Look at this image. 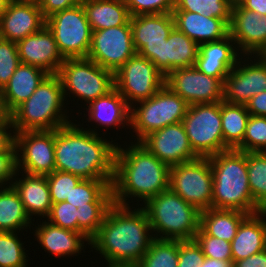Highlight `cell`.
I'll list each match as a JSON object with an SVG mask.
<instances>
[{
  "label": "cell",
  "mask_w": 266,
  "mask_h": 267,
  "mask_svg": "<svg viewBox=\"0 0 266 267\" xmlns=\"http://www.w3.org/2000/svg\"><path fill=\"white\" fill-rule=\"evenodd\" d=\"M236 149L243 152H266V117L250 115L243 142Z\"/></svg>",
  "instance_id": "40"
},
{
  "label": "cell",
  "mask_w": 266,
  "mask_h": 267,
  "mask_svg": "<svg viewBox=\"0 0 266 267\" xmlns=\"http://www.w3.org/2000/svg\"><path fill=\"white\" fill-rule=\"evenodd\" d=\"M9 2L10 0H0V17L6 11Z\"/></svg>",
  "instance_id": "54"
},
{
  "label": "cell",
  "mask_w": 266,
  "mask_h": 267,
  "mask_svg": "<svg viewBox=\"0 0 266 267\" xmlns=\"http://www.w3.org/2000/svg\"><path fill=\"white\" fill-rule=\"evenodd\" d=\"M245 106L250 115L266 117V91L253 96Z\"/></svg>",
  "instance_id": "49"
},
{
  "label": "cell",
  "mask_w": 266,
  "mask_h": 267,
  "mask_svg": "<svg viewBox=\"0 0 266 267\" xmlns=\"http://www.w3.org/2000/svg\"><path fill=\"white\" fill-rule=\"evenodd\" d=\"M12 140L11 119L0 118V150L4 149Z\"/></svg>",
  "instance_id": "51"
},
{
  "label": "cell",
  "mask_w": 266,
  "mask_h": 267,
  "mask_svg": "<svg viewBox=\"0 0 266 267\" xmlns=\"http://www.w3.org/2000/svg\"><path fill=\"white\" fill-rule=\"evenodd\" d=\"M19 232L0 231V267H28V255ZM28 265V266H27Z\"/></svg>",
  "instance_id": "39"
},
{
  "label": "cell",
  "mask_w": 266,
  "mask_h": 267,
  "mask_svg": "<svg viewBox=\"0 0 266 267\" xmlns=\"http://www.w3.org/2000/svg\"><path fill=\"white\" fill-rule=\"evenodd\" d=\"M16 44L20 63L36 66L48 74H57L65 60L58 50L52 32L46 25Z\"/></svg>",
  "instance_id": "21"
},
{
  "label": "cell",
  "mask_w": 266,
  "mask_h": 267,
  "mask_svg": "<svg viewBox=\"0 0 266 267\" xmlns=\"http://www.w3.org/2000/svg\"><path fill=\"white\" fill-rule=\"evenodd\" d=\"M182 124L193 151L199 157H210L224 151L221 102L189 105Z\"/></svg>",
  "instance_id": "9"
},
{
  "label": "cell",
  "mask_w": 266,
  "mask_h": 267,
  "mask_svg": "<svg viewBox=\"0 0 266 267\" xmlns=\"http://www.w3.org/2000/svg\"><path fill=\"white\" fill-rule=\"evenodd\" d=\"M57 75L62 84L66 105L70 104L66 100L68 96L73 95V99L77 97V103L82 99V102L89 105L115 88L114 73L87 57L65 59Z\"/></svg>",
  "instance_id": "7"
},
{
  "label": "cell",
  "mask_w": 266,
  "mask_h": 267,
  "mask_svg": "<svg viewBox=\"0 0 266 267\" xmlns=\"http://www.w3.org/2000/svg\"><path fill=\"white\" fill-rule=\"evenodd\" d=\"M244 9L266 15V0H236Z\"/></svg>",
  "instance_id": "52"
},
{
  "label": "cell",
  "mask_w": 266,
  "mask_h": 267,
  "mask_svg": "<svg viewBox=\"0 0 266 267\" xmlns=\"http://www.w3.org/2000/svg\"><path fill=\"white\" fill-rule=\"evenodd\" d=\"M233 2V0H175L173 11H188L206 17H216L230 25Z\"/></svg>",
  "instance_id": "38"
},
{
  "label": "cell",
  "mask_w": 266,
  "mask_h": 267,
  "mask_svg": "<svg viewBox=\"0 0 266 267\" xmlns=\"http://www.w3.org/2000/svg\"><path fill=\"white\" fill-rule=\"evenodd\" d=\"M250 117L246 106L221 102V125L224 140V151L236 149L242 142Z\"/></svg>",
  "instance_id": "33"
},
{
  "label": "cell",
  "mask_w": 266,
  "mask_h": 267,
  "mask_svg": "<svg viewBox=\"0 0 266 267\" xmlns=\"http://www.w3.org/2000/svg\"><path fill=\"white\" fill-rule=\"evenodd\" d=\"M130 16L172 13L175 0H124Z\"/></svg>",
  "instance_id": "44"
},
{
  "label": "cell",
  "mask_w": 266,
  "mask_h": 267,
  "mask_svg": "<svg viewBox=\"0 0 266 267\" xmlns=\"http://www.w3.org/2000/svg\"><path fill=\"white\" fill-rule=\"evenodd\" d=\"M47 75L48 73L41 68L20 63L8 83L0 91L5 113L10 115L26 101Z\"/></svg>",
  "instance_id": "27"
},
{
  "label": "cell",
  "mask_w": 266,
  "mask_h": 267,
  "mask_svg": "<svg viewBox=\"0 0 266 267\" xmlns=\"http://www.w3.org/2000/svg\"><path fill=\"white\" fill-rule=\"evenodd\" d=\"M40 225L34 227L33 235L37 242L44 248L45 253L54 255L53 257L64 258L78 256L85 251L84 244L90 245V240L82 233L70 229H64L59 226L51 224L45 219ZM87 242V243H86ZM51 253V254H50Z\"/></svg>",
  "instance_id": "23"
},
{
  "label": "cell",
  "mask_w": 266,
  "mask_h": 267,
  "mask_svg": "<svg viewBox=\"0 0 266 267\" xmlns=\"http://www.w3.org/2000/svg\"><path fill=\"white\" fill-rule=\"evenodd\" d=\"M263 91H266V57L242 55L225 77L223 100L246 105L253 96Z\"/></svg>",
  "instance_id": "14"
},
{
  "label": "cell",
  "mask_w": 266,
  "mask_h": 267,
  "mask_svg": "<svg viewBox=\"0 0 266 267\" xmlns=\"http://www.w3.org/2000/svg\"><path fill=\"white\" fill-rule=\"evenodd\" d=\"M129 143L126 147L117 143L111 185L113 201L118 205L130 206L129 198L134 197L139 207L140 201L144 205L153 196L169 189L170 166L140 142Z\"/></svg>",
  "instance_id": "3"
},
{
  "label": "cell",
  "mask_w": 266,
  "mask_h": 267,
  "mask_svg": "<svg viewBox=\"0 0 266 267\" xmlns=\"http://www.w3.org/2000/svg\"><path fill=\"white\" fill-rule=\"evenodd\" d=\"M262 211L266 214V207Z\"/></svg>",
  "instance_id": "56"
},
{
  "label": "cell",
  "mask_w": 266,
  "mask_h": 267,
  "mask_svg": "<svg viewBox=\"0 0 266 267\" xmlns=\"http://www.w3.org/2000/svg\"><path fill=\"white\" fill-rule=\"evenodd\" d=\"M0 118H10V115L6 114L3 109L2 102H1V95H0Z\"/></svg>",
  "instance_id": "55"
},
{
  "label": "cell",
  "mask_w": 266,
  "mask_h": 267,
  "mask_svg": "<svg viewBox=\"0 0 266 267\" xmlns=\"http://www.w3.org/2000/svg\"><path fill=\"white\" fill-rule=\"evenodd\" d=\"M45 19L51 15L71 8L83 2V0H37Z\"/></svg>",
  "instance_id": "48"
},
{
  "label": "cell",
  "mask_w": 266,
  "mask_h": 267,
  "mask_svg": "<svg viewBox=\"0 0 266 267\" xmlns=\"http://www.w3.org/2000/svg\"><path fill=\"white\" fill-rule=\"evenodd\" d=\"M237 210L209 208L200 213V228L207 234L232 242L241 221L247 216Z\"/></svg>",
  "instance_id": "32"
},
{
  "label": "cell",
  "mask_w": 266,
  "mask_h": 267,
  "mask_svg": "<svg viewBox=\"0 0 266 267\" xmlns=\"http://www.w3.org/2000/svg\"><path fill=\"white\" fill-rule=\"evenodd\" d=\"M80 125L83 126L81 122H71L55 130V170L82 179H110L113 182L116 140L110 141L100 136L97 129Z\"/></svg>",
  "instance_id": "2"
},
{
  "label": "cell",
  "mask_w": 266,
  "mask_h": 267,
  "mask_svg": "<svg viewBox=\"0 0 266 267\" xmlns=\"http://www.w3.org/2000/svg\"><path fill=\"white\" fill-rule=\"evenodd\" d=\"M204 258L195 240H178V267H200Z\"/></svg>",
  "instance_id": "46"
},
{
  "label": "cell",
  "mask_w": 266,
  "mask_h": 267,
  "mask_svg": "<svg viewBox=\"0 0 266 267\" xmlns=\"http://www.w3.org/2000/svg\"><path fill=\"white\" fill-rule=\"evenodd\" d=\"M20 64L17 44L0 38V91Z\"/></svg>",
  "instance_id": "43"
},
{
  "label": "cell",
  "mask_w": 266,
  "mask_h": 267,
  "mask_svg": "<svg viewBox=\"0 0 266 267\" xmlns=\"http://www.w3.org/2000/svg\"><path fill=\"white\" fill-rule=\"evenodd\" d=\"M208 158L213 172L211 208L237 210L247 214L262 211L250 192L247 152L228 149Z\"/></svg>",
  "instance_id": "4"
},
{
  "label": "cell",
  "mask_w": 266,
  "mask_h": 267,
  "mask_svg": "<svg viewBox=\"0 0 266 267\" xmlns=\"http://www.w3.org/2000/svg\"><path fill=\"white\" fill-rule=\"evenodd\" d=\"M45 25L37 0H10L0 17V38L17 43Z\"/></svg>",
  "instance_id": "20"
},
{
  "label": "cell",
  "mask_w": 266,
  "mask_h": 267,
  "mask_svg": "<svg viewBox=\"0 0 266 267\" xmlns=\"http://www.w3.org/2000/svg\"><path fill=\"white\" fill-rule=\"evenodd\" d=\"M135 54L130 21L126 25L92 31L87 58L104 69L115 73Z\"/></svg>",
  "instance_id": "15"
},
{
  "label": "cell",
  "mask_w": 266,
  "mask_h": 267,
  "mask_svg": "<svg viewBox=\"0 0 266 267\" xmlns=\"http://www.w3.org/2000/svg\"><path fill=\"white\" fill-rule=\"evenodd\" d=\"M137 207L114 203L90 240V248L103 256L106 267H135L154 240L146 211Z\"/></svg>",
  "instance_id": "1"
},
{
  "label": "cell",
  "mask_w": 266,
  "mask_h": 267,
  "mask_svg": "<svg viewBox=\"0 0 266 267\" xmlns=\"http://www.w3.org/2000/svg\"><path fill=\"white\" fill-rule=\"evenodd\" d=\"M50 189V198L52 204L63 202L69 197L72 188H74L82 178L63 171L55 170L46 175Z\"/></svg>",
  "instance_id": "41"
},
{
  "label": "cell",
  "mask_w": 266,
  "mask_h": 267,
  "mask_svg": "<svg viewBox=\"0 0 266 267\" xmlns=\"http://www.w3.org/2000/svg\"><path fill=\"white\" fill-rule=\"evenodd\" d=\"M17 172L16 147L13 140L0 150V187L11 185Z\"/></svg>",
  "instance_id": "45"
},
{
  "label": "cell",
  "mask_w": 266,
  "mask_h": 267,
  "mask_svg": "<svg viewBox=\"0 0 266 267\" xmlns=\"http://www.w3.org/2000/svg\"><path fill=\"white\" fill-rule=\"evenodd\" d=\"M165 79L150 60L137 53L114 73L115 89L130 107L154 96L165 85Z\"/></svg>",
  "instance_id": "12"
},
{
  "label": "cell",
  "mask_w": 266,
  "mask_h": 267,
  "mask_svg": "<svg viewBox=\"0 0 266 267\" xmlns=\"http://www.w3.org/2000/svg\"><path fill=\"white\" fill-rule=\"evenodd\" d=\"M46 26L64 59L88 56L92 29L82 3L51 15L46 19Z\"/></svg>",
  "instance_id": "11"
},
{
  "label": "cell",
  "mask_w": 266,
  "mask_h": 267,
  "mask_svg": "<svg viewBox=\"0 0 266 267\" xmlns=\"http://www.w3.org/2000/svg\"><path fill=\"white\" fill-rule=\"evenodd\" d=\"M169 188L201 212L211 208L213 172L209 158L171 166Z\"/></svg>",
  "instance_id": "10"
},
{
  "label": "cell",
  "mask_w": 266,
  "mask_h": 267,
  "mask_svg": "<svg viewBox=\"0 0 266 267\" xmlns=\"http://www.w3.org/2000/svg\"><path fill=\"white\" fill-rule=\"evenodd\" d=\"M234 267H266V249L234 262Z\"/></svg>",
  "instance_id": "50"
},
{
  "label": "cell",
  "mask_w": 266,
  "mask_h": 267,
  "mask_svg": "<svg viewBox=\"0 0 266 267\" xmlns=\"http://www.w3.org/2000/svg\"><path fill=\"white\" fill-rule=\"evenodd\" d=\"M199 45L176 27L160 48V57H156V68L167 76L171 71L195 65Z\"/></svg>",
  "instance_id": "24"
},
{
  "label": "cell",
  "mask_w": 266,
  "mask_h": 267,
  "mask_svg": "<svg viewBox=\"0 0 266 267\" xmlns=\"http://www.w3.org/2000/svg\"><path fill=\"white\" fill-rule=\"evenodd\" d=\"M189 104L166 84L151 98L131 106L130 130L134 142H140L149 133L167 125L182 122ZM137 139V140H136Z\"/></svg>",
  "instance_id": "8"
},
{
  "label": "cell",
  "mask_w": 266,
  "mask_h": 267,
  "mask_svg": "<svg viewBox=\"0 0 266 267\" xmlns=\"http://www.w3.org/2000/svg\"><path fill=\"white\" fill-rule=\"evenodd\" d=\"M114 203H86L85 205H72L74 219H77V232L82 233L91 240L103 224L109 208Z\"/></svg>",
  "instance_id": "35"
},
{
  "label": "cell",
  "mask_w": 266,
  "mask_h": 267,
  "mask_svg": "<svg viewBox=\"0 0 266 267\" xmlns=\"http://www.w3.org/2000/svg\"><path fill=\"white\" fill-rule=\"evenodd\" d=\"M229 34L242 55H263L266 52V15L244 9L235 0Z\"/></svg>",
  "instance_id": "19"
},
{
  "label": "cell",
  "mask_w": 266,
  "mask_h": 267,
  "mask_svg": "<svg viewBox=\"0 0 266 267\" xmlns=\"http://www.w3.org/2000/svg\"><path fill=\"white\" fill-rule=\"evenodd\" d=\"M110 179H82L66 198L72 205L86 203H114Z\"/></svg>",
  "instance_id": "34"
},
{
  "label": "cell",
  "mask_w": 266,
  "mask_h": 267,
  "mask_svg": "<svg viewBox=\"0 0 266 267\" xmlns=\"http://www.w3.org/2000/svg\"><path fill=\"white\" fill-rule=\"evenodd\" d=\"M84 105L86 106L84 109L86 108V112H88V114L84 113L88 116L86 118L87 123L95 122L97 124L95 128L99 129L98 126L106 129L114 127L118 130L120 127L128 126L127 129L130 127L131 107L115 88L107 95L95 99L89 105Z\"/></svg>",
  "instance_id": "26"
},
{
  "label": "cell",
  "mask_w": 266,
  "mask_h": 267,
  "mask_svg": "<svg viewBox=\"0 0 266 267\" xmlns=\"http://www.w3.org/2000/svg\"><path fill=\"white\" fill-rule=\"evenodd\" d=\"M249 188L254 202L266 207V152H247Z\"/></svg>",
  "instance_id": "36"
},
{
  "label": "cell",
  "mask_w": 266,
  "mask_h": 267,
  "mask_svg": "<svg viewBox=\"0 0 266 267\" xmlns=\"http://www.w3.org/2000/svg\"><path fill=\"white\" fill-rule=\"evenodd\" d=\"M241 56L235 41L228 34L220 40L200 44L194 66L205 75L219 78L224 83L225 77Z\"/></svg>",
  "instance_id": "22"
},
{
  "label": "cell",
  "mask_w": 266,
  "mask_h": 267,
  "mask_svg": "<svg viewBox=\"0 0 266 267\" xmlns=\"http://www.w3.org/2000/svg\"><path fill=\"white\" fill-rule=\"evenodd\" d=\"M130 25L136 53L156 66V57H160V48L175 27L173 14L131 16Z\"/></svg>",
  "instance_id": "17"
},
{
  "label": "cell",
  "mask_w": 266,
  "mask_h": 267,
  "mask_svg": "<svg viewBox=\"0 0 266 267\" xmlns=\"http://www.w3.org/2000/svg\"><path fill=\"white\" fill-rule=\"evenodd\" d=\"M12 134L16 147L17 171L44 176L55 171V130Z\"/></svg>",
  "instance_id": "13"
},
{
  "label": "cell",
  "mask_w": 266,
  "mask_h": 267,
  "mask_svg": "<svg viewBox=\"0 0 266 267\" xmlns=\"http://www.w3.org/2000/svg\"><path fill=\"white\" fill-rule=\"evenodd\" d=\"M194 240L200 246L205 257L219 260H232L230 242L207 235L201 228L196 233Z\"/></svg>",
  "instance_id": "42"
},
{
  "label": "cell",
  "mask_w": 266,
  "mask_h": 267,
  "mask_svg": "<svg viewBox=\"0 0 266 267\" xmlns=\"http://www.w3.org/2000/svg\"><path fill=\"white\" fill-rule=\"evenodd\" d=\"M140 143L170 167L199 158L190 145L182 122L155 130Z\"/></svg>",
  "instance_id": "18"
},
{
  "label": "cell",
  "mask_w": 266,
  "mask_h": 267,
  "mask_svg": "<svg viewBox=\"0 0 266 267\" xmlns=\"http://www.w3.org/2000/svg\"><path fill=\"white\" fill-rule=\"evenodd\" d=\"M51 224L77 232V219H74L73 207L65 201L52 204L49 216L46 218Z\"/></svg>",
  "instance_id": "47"
},
{
  "label": "cell",
  "mask_w": 266,
  "mask_h": 267,
  "mask_svg": "<svg viewBox=\"0 0 266 267\" xmlns=\"http://www.w3.org/2000/svg\"><path fill=\"white\" fill-rule=\"evenodd\" d=\"M65 104L59 76L48 74L34 93L10 114L12 133L56 130L71 123L73 118L69 119L72 115L69 116Z\"/></svg>",
  "instance_id": "5"
},
{
  "label": "cell",
  "mask_w": 266,
  "mask_h": 267,
  "mask_svg": "<svg viewBox=\"0 0 266 267\" xmlns=\"http://www.w3.org/2000/svg\"><path fill=\"white\" fill-rule=\"evenodd\" d=\"M30 219L17 191L12 185L0 187V231L23 232L30 229ZM29 227V228H28Z\"/></svg>",
  "instance_id": "31"
},
{
  "label": "cell",
  "mask_w": 266,
  "mask_h": 267,
  "mask_svg": "<svg viewBox=\"0 0 266 267\" xmlns=\"http://www.w3.org/2000/svg\"><path fill=\"white\" fill-rule=\"evenodd\" d=\"M19 173L22 174L21 178ZM11 185L17 191L30 219L33 216H49L52 202L46 176L17 171Z\"/></svg>",
  "instance_id": "25"
},
{
  "label": "cell",
  "mask_w": 266,
  "mask_h": 267,
  "mask_svg": "<svg viewBox=\"0 0 266 267\" xmlns=\"http://www.w3.org/2000/svg\"><path fill=\"white\" fill-rule=\"evenodd\" d=\"M92 31L126 25L130 14L124 0H83Z\"/></svg>",
  "instance_id": "30"
},
{
  "label": "cell",
  "mask_w": 266,
  "mask_h": 267,
  "mask_svg": "<svg viewBox=\"0 0 266 267\" xmlns=\"http://www.w3.org/2000/svg\"><path fill=\"white\" fill-rule=\"evenodd\" d=\"M165 84L189 105L223 101L224 83L219 78L205 75L195 66L171 71Z\"/></svg>",
  "instance_id": "16"
},
{
  "label": "cell",
  "mask_w": 266,
  "mask_h": 267,
  "mask_svg": "<svg viewBox=\"0 0 266 267\" xmlns=\"http://www.w3.org/2000/svg\"><path fill=\"white\" fill-rule=\"evenodd\" d=\"M141 207L146 211L154 239L194 240L200 228L201 211L170 188Z\"/></svg>",
  "instance_id": "6"
},
{
  "label": "cell",
  "mask_w": 266,
  "mask_h": 267,
  "mask_svg": "<svg viewBox=\"0 0 266 267\" xmlns=\"http://www.w3.org/2000/svg\"><path fill=\"white\" fill-rule=\"evenodd\" d=\"M200 267H234V262L205 257Z\"/></svg>",
  "instance_id": "53"
},
{
  "label": "cell",
  "mask_w": 266,
  "mask_h": 267,
  "mask_svg": "<svg viewBox=\"0 0 266 267\" xmlns=\"http://www.w3.org/2000/svg\"><path fill=\"white\" fill-rule=\"evenodd\" d=\"M172 14L175 27L198 45L220 40L229 34V25L223 19L188 11H173Z\"/></svg>",
  "instance_id": "29"
},
{
  "label": "cell",
  "mask_w": 266,
  "mask_h": 267,
  "mask_svg": "<svg viewBox=\"0 0 266 267\" xmlns=\"http://www.w3.org/2000/svg\"><path fill=\"white\" fill-rule=\"evenodd\" d=\"M266 214H248L231 242L232 261H238L266 249Z\"/></svg>",
  "instance_id": "28"
},
{
  "label": "cell",
  "mask_w": 266,
  "mask_h": 267,
  "mask_svg": "<svg viewBox=\"0 0 266 267\" xmlns=\"http://www.w3.org/2000/svg\"><path fill=\"white\" fill-rule=\"evenodd\" d=\"M135 267H178V240L154 239Z\"/></svg>",
  "instance_id": "37"
}]
</instances>
